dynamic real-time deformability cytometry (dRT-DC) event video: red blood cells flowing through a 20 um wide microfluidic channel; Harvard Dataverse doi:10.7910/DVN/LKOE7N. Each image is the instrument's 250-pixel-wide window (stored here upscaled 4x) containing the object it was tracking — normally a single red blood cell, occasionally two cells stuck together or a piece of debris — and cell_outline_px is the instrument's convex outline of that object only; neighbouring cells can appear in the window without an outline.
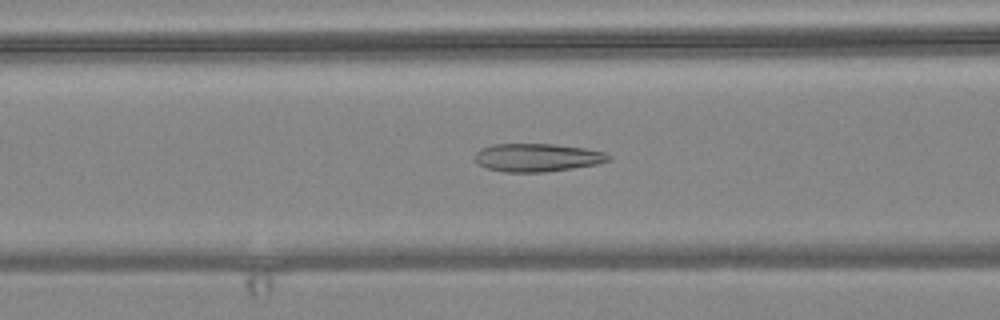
{"species": "common noctule bat (a hibernating species)", "species_latin": "Nyctalus noctula", "temperature_condition": "warm", "stored_images_in_passage": 55, "camera_frame_rate_fps": 3000, "um_per_image_px": 0.085, "animal": {"sex": "female", "body_mass_g": 24.6, "forearm_length_mm": 56.2}, "frame": {"image": 1, "passage_image": 21, "time_ms": 6.667, "image_size_px": [1000, 320], "cell_outline_px": [[612, 156], [608, 160], [596, 164], [572, 168], [544, 172], [504, 172], [488, 168], [476, 164], [472, 156], [480, 148], [492, 144], [552, 144], [584, 148], [604, 152]], "centroid_in_image_um": [45.59, 13.39], "position_along_channel_um": 121.0, "area_um2": 21.96}}
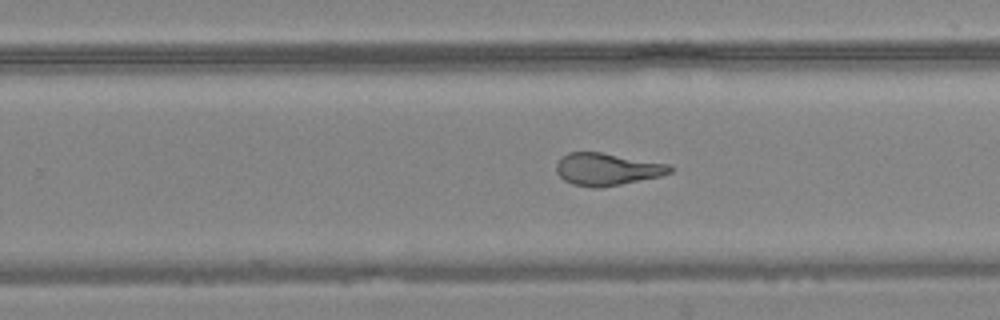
{"frame": {"image": 2, "passage_image": 34, "time_ms": 11.0, "image_size_px": [1000, 320], "cell_outline_px": [[672, 172], [660, 176], [600, 188], [592, 188], [572, 184], [564, 180], [556, 172], [556, 164], [568, 152], [600, 152], [668, 164], [672, 168]], "centroid_in_image_um": [51.57, 14.39], "position_along_channel_um": 278.2, "area_um2": 21.15}}
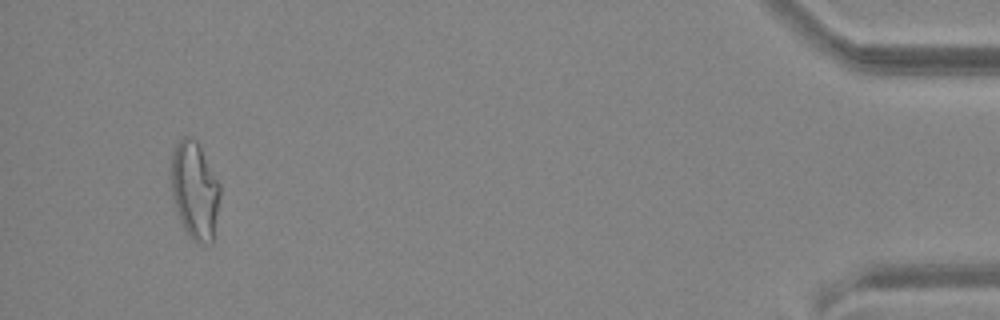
{"frame": {"image": 3, "passage_image": 52, "time_ms": 17.0, "image_size_px": [1000, 320], "cell_outline_px": [[220, 196], [212, 244], [200, 244], [192, 240], [188, 236], [180, 220], [176, 208], [168, 176], [168, 172], [172, 152], [176, 144], [184, 136], [188, 136], [196, 140], [220, 184]], "centroid_in_image_um": [16.52, 16.18], "position_along_channel_um": 418.7, "area_um2": 28.15}, "authors_computed_cell_mechanics": {"area_um2": 24.3338, "velocity_mm_per_s": 3.6408, "shape_relaxation_time_tau1_ms": null, "shape_relaxation_time_tau2_ms": 1.4661, "deformation_change_tau1": null, "deformation_change_tau2": 0.0953}}